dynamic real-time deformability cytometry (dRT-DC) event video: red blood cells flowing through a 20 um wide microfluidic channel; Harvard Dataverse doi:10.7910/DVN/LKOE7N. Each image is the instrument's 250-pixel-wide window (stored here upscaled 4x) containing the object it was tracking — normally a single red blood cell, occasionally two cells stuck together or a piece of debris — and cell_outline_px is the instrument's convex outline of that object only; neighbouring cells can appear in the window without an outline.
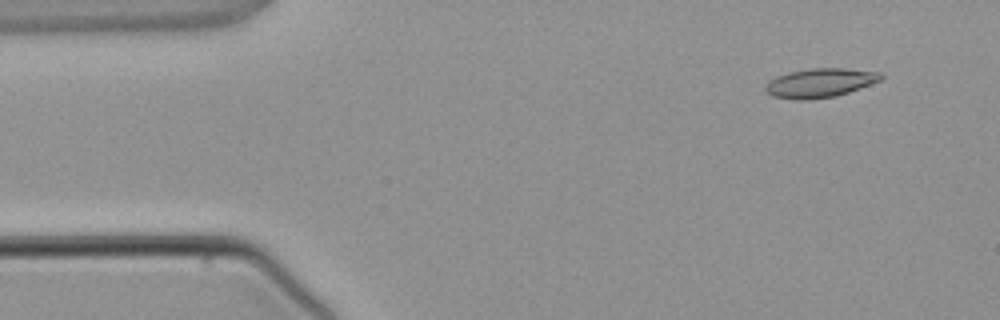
{"species": "common noctule bat (a hibernating species)", "species_latin": "Nyctalus noctula", "temperature_condition": "warm", "stored_images_in_passage": 3, "camera_frame_rate_fps": 3000, "um_per_image_px": 0.085, "animal": {"sex": "male", "body_mass_g": 21.5, "forearm_length_mm": 52.0}, "frame": {"image": 1, "passage_image": 1, "time_ms": 0.0, "image_size_px": [1000, 320], "cell_outline_px": [[884, 76], [880, 80], [860, 88], [836, 96], [808, 100], [796, 100], [772, 96], [764, 88], [776, 76], [788, 72], [812, 68], [844, 68], [880, 72]], "centroid_in_image_um": [69.71, 7.04], "position_along_channel_um": 15.3, "area_um2": 19.42}}
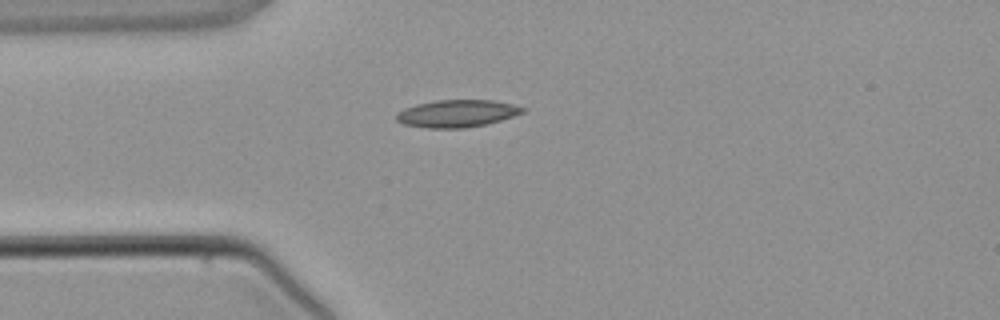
{"frame": {"image": 2, "passage_image": 3, "time_ms": 2.333, "image_size_px": [1000, 320], "cell_outline_px": [[528, 108], [524, 112], [488, 124], [464, 128], [428, 128], [404, 124], [396, 120], [396, 112], [404, 108], [416, 104], [436, 100], [492, 100], [512, 104]], "centroid_in_image_um": [38.84, 9.64], "position_along_channel_um": 46.2, "area_um2": 20.17}}